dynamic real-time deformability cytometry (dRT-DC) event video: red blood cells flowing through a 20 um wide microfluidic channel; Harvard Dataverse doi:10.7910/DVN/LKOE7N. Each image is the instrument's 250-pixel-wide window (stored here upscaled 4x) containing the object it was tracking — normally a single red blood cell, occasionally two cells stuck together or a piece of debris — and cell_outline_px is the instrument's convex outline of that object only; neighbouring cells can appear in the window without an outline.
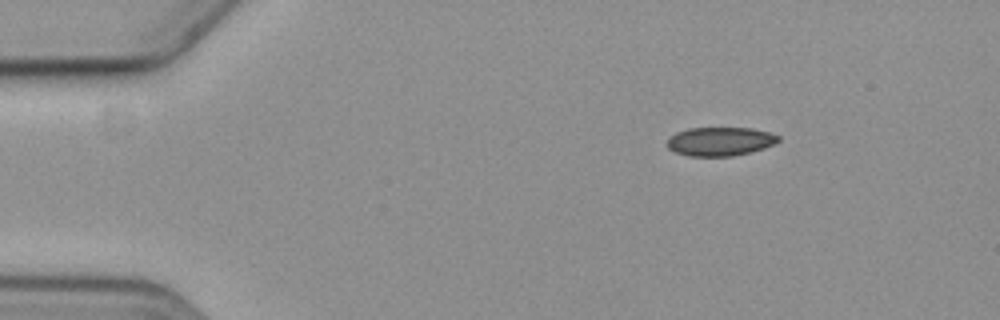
{"species": "common noctule bat (a hibernating species)", "species_latin": "Nyctalus noctula", "temperature_condition": "cold", "stored_images_in_passage": 3, "camera_frame_rate_fps": 3000, "um_per_image_px": 0.085, "animal": {"sex": "female", "body_mass_g": 19.3, "forearm_length_mm": 54.1}, "frame": {"image": 1, "passage_image": 1, "time_ms": 0.0, "image_size_px": [1000, 320], "cell_outline_px": [[780, 140], [764, 148], [752, 152], [732, 156], [688, 156], [676, 152], [668, 148], [668, 140], [676, 132], [688, 128], [752, 128], [768, 132], [780, 136]], "centroid_in_image_um": [61.22, 12.02], "position_along_channel_um": 23.8, "area_um2": 18.55}}